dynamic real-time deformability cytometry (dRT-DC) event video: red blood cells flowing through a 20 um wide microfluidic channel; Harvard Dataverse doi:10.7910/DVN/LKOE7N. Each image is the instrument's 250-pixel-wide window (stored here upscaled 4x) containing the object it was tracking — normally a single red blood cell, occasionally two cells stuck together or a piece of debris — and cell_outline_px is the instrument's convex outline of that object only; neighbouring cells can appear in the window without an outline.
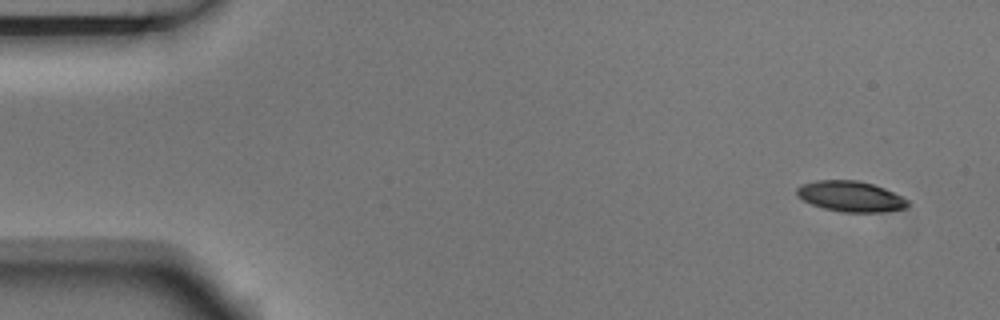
{"species": "Egyptian fruit bat (a non-hibernating species)", "species_latin": "Rousettus aegyptiacus", "temperature_condition": "room temperature", "stored_images_in_passage": 5, "camera_frame_rate_fps": 3000, "um_per_image_px": 0.085, "animal": {"sex": "male"}, "frame": {"image": 1, "passage_image": 1, "time_ms": 0.0, "image_size_px": [1000, 320], "cell_outline_px": [[908, 204], [904, 208], [880, 212], [844, 212], [824, 208], [812, 204], [796, 196], [796, 188], [800, 184], [816, 180], [856, 180], [872, 184], [884, 188], [908, 200]], "centroid_in_image_um": [72.24, 16.68], "position_along_channel_um": 12.8, "area_um2": 19.59}}
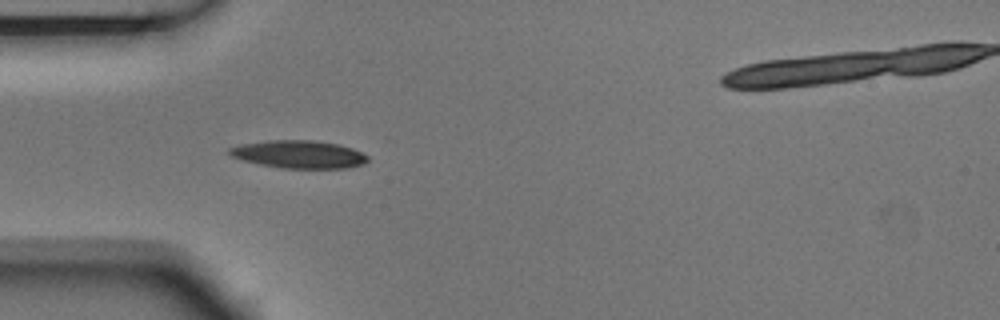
{"frame": {"image": 2, "passage_image": 4, "time_ms": 1.0, "image_size_px": [1000, 320], "cell_outline_px": [[368, 160], [364, 164], [348, 168], [284, 168], [260, 164], [244, 160], [232, 156], [228, 152], [228, 148], [240, 144], [268, 140], [312, 140], [336, 144], [352, 148], [368, 156]], "centroid_in_image_um": [25.41, 13.11], "position_along_channel_um": 59.6, "area_um2": 22.25}}
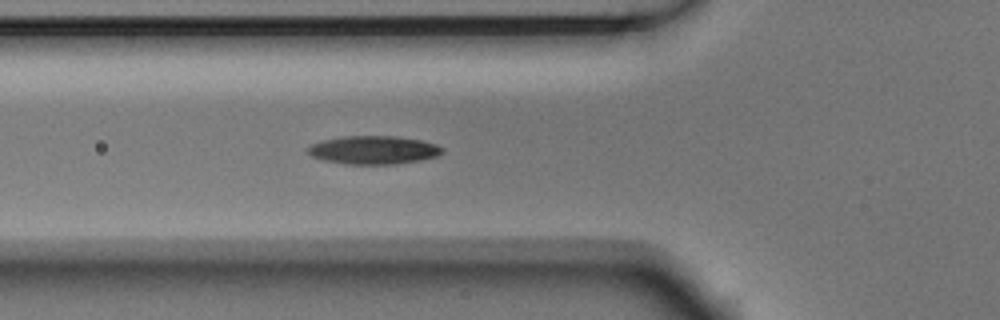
{"frame": {"image": 3, "passage_image": 5, "time_ms": 1.333, "image_size_px": [1000, 320], "cell_outline_px": [[444, 152], [440, 156], [420, 160], [396, 164], [344, 164], [324, 160], [312, 156], [304, 152], [312, 144], [324, 140], [340, 136], [396, 136], [420, 140], [436, 144], [444, 148]], "centroid_in_image_um": [31.77, 12.75], "position_along_channel_um": 94.0, "area_um2": 22.37}}